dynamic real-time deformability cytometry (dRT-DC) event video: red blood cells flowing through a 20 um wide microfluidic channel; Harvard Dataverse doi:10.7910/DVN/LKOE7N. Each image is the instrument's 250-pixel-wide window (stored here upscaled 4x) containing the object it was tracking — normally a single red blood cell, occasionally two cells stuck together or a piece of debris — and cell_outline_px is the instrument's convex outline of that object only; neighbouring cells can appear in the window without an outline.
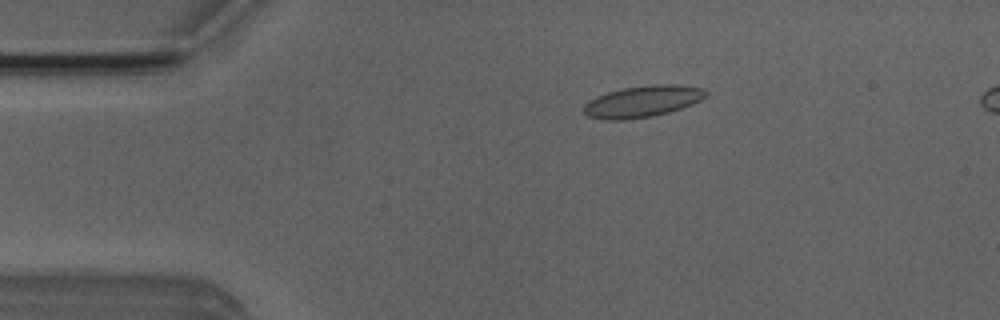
{"species": "Egyptian fruit bat (a non-hibernating species)", "species_latin": "Rousettus aegyptiacus", "temperature_condition": "room temperature", "stored_images_in_passage": 4, "camera_frame_rate_fps": 3000, "um_per_image_px": 0.085, "animal": {"sex": "male"}, "frame": {"image": 1, "passage_image": 2, "time_ms": 0.333, "image_size_px": [1000, 320], "cell_outline_px": [[708, 92], [700, 100], [692, 104], [668, 112], [652, 116], [624, 120], [604, 120], [588, 116], [584, 112], [584, 104], [588, 100], [596, 96], [608, 92], [624, 88], [652, 84], [676, 84], [704, 88]], "centroid_in_image_um": [54.6, 8.62], "position_along_channel_um": 30.4, "area_um2": 22.37}}